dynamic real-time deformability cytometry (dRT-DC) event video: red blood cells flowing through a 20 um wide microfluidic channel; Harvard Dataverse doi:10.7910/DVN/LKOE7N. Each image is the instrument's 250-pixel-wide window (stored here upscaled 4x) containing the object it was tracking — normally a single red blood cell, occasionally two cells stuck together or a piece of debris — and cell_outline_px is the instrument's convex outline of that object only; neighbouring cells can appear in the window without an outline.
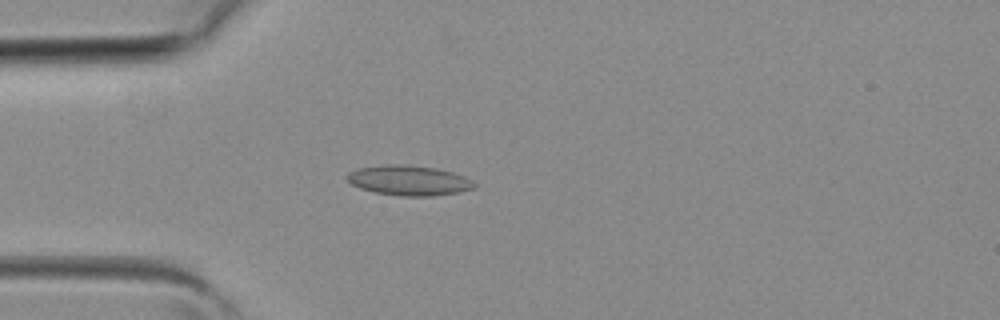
{"species": "common noctule bat (a hibernating species)", "species_latin": "Nyctalus noctula", "temperature_condition": "room temperature", "stored_images_in_passage": 2, "camera_frame_rate_fps": 3000, "um_per_image_px": 0.085, "animal": {"sex": "female", "body_mass_g": 19.3, "forearm_length_mm": 54.1}, "frame": {"image": 1, "passage_image": 2, "time_ms": 0.333, "image_size_px": [1000, 320], "cell_outline_px": [[476, 188], [460, 192], [432, 196], [400, 196], [376, 192], [360, 188], [352, 184], [344, 176], [348, 172], [356, 168], [384, 164], [408, 164], [436, 168], [452, 172], [464, 176], [472, 180], [476, 184]], "centroid_in_image_um": [34.75, 15.32], "position_along_channel_um": 50.2, "area_um2": 22.54}}